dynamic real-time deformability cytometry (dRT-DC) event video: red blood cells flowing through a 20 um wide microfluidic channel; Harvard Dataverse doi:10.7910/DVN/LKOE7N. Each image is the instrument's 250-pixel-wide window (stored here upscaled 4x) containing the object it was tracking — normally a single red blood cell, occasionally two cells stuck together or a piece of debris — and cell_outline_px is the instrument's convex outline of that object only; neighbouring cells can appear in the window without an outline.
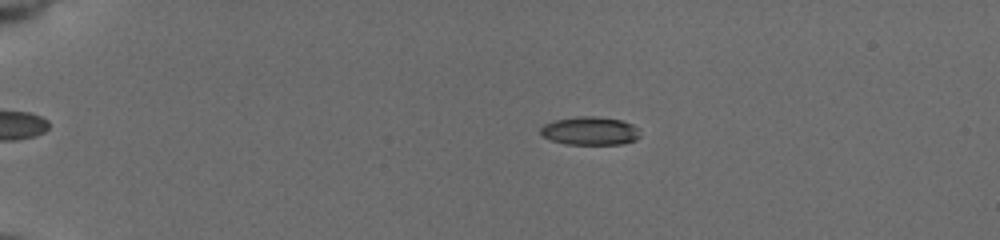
{"species": "common noctule bat (a hibernating species)", "species_latin": "Nyctalus noctula", "temperature_condition": "cold", "stored_images_in_passage": 58, "camera_frame_rate_fps": 3000, "um_per_image_px": 0.085, "animal": {"sex": "female", "body_mass_g": 19.5, "forearm_length_mm": 54.1}, "frame": {"image": 1, "passage_image": 14, "time_ms": 4.333, "image_size_px": [1000, 240], "cell_outline_px": [[640, 136], [636, 140], [624, 144], [564, 144], [552, 140], [544, 136], [540, 132], [540, 128], [544, 124], [556, 120], [576, 116], [596, 116], [620, 120], [632, 124], [640, 128]], "centroid_in_image_um": [50.19, 11.12], "position_along_channel_um": 34.8, "area_um2": 16.53}}
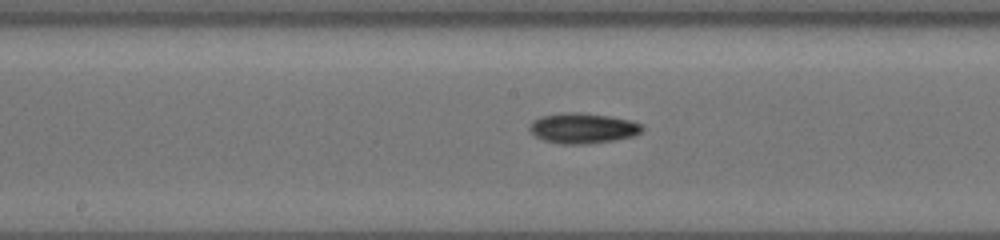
{"frame": {"image": 2, "passage_image": 33, "time_ms": 10.667, "image_size_px": [1000, 240], "cell_outline_px": [[644, 128], [636, 136], [612, 140], [584, 144], [560, 144], [544, 140], [536, 136], [528, 128], [532, 120], [540, 116], [572, 112], [576, 112], [608, 116], [632, 120], [644, 124]], "centroid_in_image_um": [49.57, 10.9], "position_along_channel_um": 198.6, "area_um2": 19.88}}
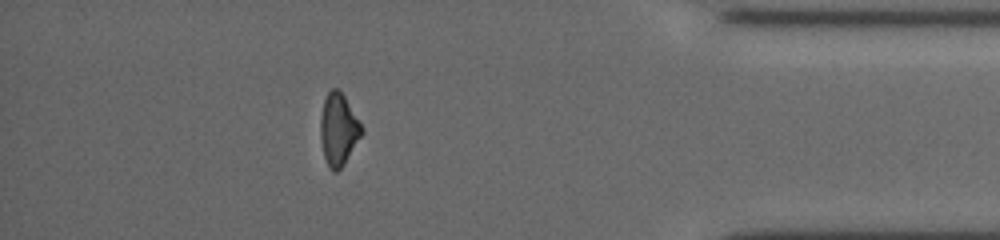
{"frame": {"image": 3, "passage_image": 52, "time_ms": 17.0, "image_size_px": [1000, 240], "cell_outline_px": [[364, 132], [344, 164], [336, 172], [332, 172], [328, 168], [324, 156], [320, 140], [320, 116], [324, 100], [328, 92], [332, 88], [336, 88], [344, 96], [364, 128]], "centroid_in_image_um": [28.76, 11.03], "position_along_channel_um": 406.4, "area_um2": 17.4}, "authors_computed_cell_mechanics": {"area_um2": 17.5712, "velocity_mm_per_s": 3.7618, "shape_relaxation_time_tau1_ms": 4.6133, "shape_relaxation_time_tau2_ms": 8.6977, "deformation_change_tau1": 0.1576, "deformation_change_tau2": 0.159}}